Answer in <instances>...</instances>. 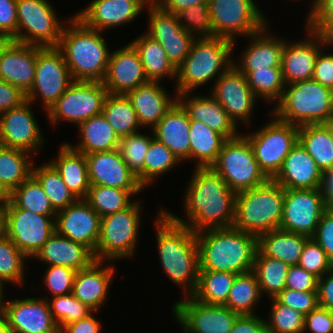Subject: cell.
<instances>
[{
	"mask_svg": "<svg viewBox=\"0 0 333 333\" xmlns=\"http://www.w3.org/2000/svg\"><path fill=\"white\" fill-rule=\"evenodd\" d=\"M186 186L183 206L185 219L164 210L175 222L198 233L232 227L237 193L211 167H195Z\"/></svg>",
	"mask_w": 333,
	"mask_h": 333,
	"instance_id": "1",
	"label": "cell"
},
{
	"mask_svg": "<svg viewBox=\"0 0 333 333\" xmlns=\"http://www.w3.org/2000/svg\"><path fill=\"white\" fill-rule=\"evenodd\" d=\"M157 215L154 224L160 264L168 278L183 289V295L191 296L199 276L196 232L175 222L164 210Z\"/></svg>",
	"mask_w": 333,
	"mask_h": 333,
	"instance_id": "2",
	"label": "cell"
},
{
	"mask_svg": "<svg viewBox=\"0 0 333 333\" xmlns=\"http://www.w3.org/2000/svg\"><path fill=\"white\" fill-rule=\"evenodd\" d=\"M101 33L87 27L75 15L67 19L57 48L74 81L103 82L111 52Z\"/></svg>",
	"mask_w": 333,
	"mask_h": 333,
	"instance_id": "3",
	"label": "cell"
},
{
	"mask_svg": "<svg viewBox=\"0 0 333 333\" xmlns=\"http://www.w3.org/2000/svg\"><path fill=\"white\" fill-rule=\"evenodd\" d=\"M199 270L232 272L253 271L258 237L232 227L196 233Z\"/></svg>",
	"mask_w": 333,
	"mask_h": 333,
	"instance_id": "4",
	"label": "cell"
},
{
	"mask_svg": "<svg viewBox=\"0 0 333 333\" xmlns=\"http://www.w3.org/2000/svg\"><path fill=\"white\" fill-rule=\"evenodd\" d=\"M233 47V41L221 37L195 38L189 54L177 68L173 93H192L213 78L216 81L233 65Z\"/></svg>",
	"mask_w": 333,
	"mask_h": 333,
	"instance_id": "5",
	"label": "cell"
},
{
	"mask_svg": "<svg viewBox=\"0 0 333 333\" xmlns=\"http://www.w3.org/2000/svg\"><path fill=\"white\" fill-rule=\"evenodd\" d=\"M285 189L274 179L238 192L233 227L256 237L280 228Z\"/></svg>",
	"mask_w": 333,
	"mask_h": 333,
	"instance_id": "6",
	"label": "cell"
},
{
	"mask_svg": "<svg viewBox=\"0 0 333 333\" xmlns=\"http://www.w3.org/2000/svg\"><path fill=\"white\" fill-rule=\"evenodd\" d=\"M275 104L272 116L297 127L333 122V91L313 79L285 85Z\"/></svg>",
	"mask_w": 333,
	"mask_h": 333,
	"instance_id": "7",
	"label": "cell"
},
{
	"mask_svg": "<svg viewBox=\"0 0 333 333\" xmlns=\"http://www.w3.org/2000/svg\"><path fill=\"white\" fill-rule=\"evenodd\" d=\"M140 203L136 199L128 208L101 218L96 260L111 262L134 256L142 219Z\"/></svg>",
	"mask_w": 333,
	"mask_h": 333,
	"instance_id": "8",
	"label": "cell"
},
{
	"mask_svg": "<svg viewBox=\"0 0 333 333\" xmlns=\"http://www.w3.org/2000/svg\"><path fill=\"white\" fill-rule=\"evenodd\" d=\"M210 167L236 193L262 185L269 179L260 169L244 134L227 139Z\"/></svg>",
	"mask_w": 333,
	"mask_h": 333,
	"instance_id": "9",
	"label": "cell"
},
{
	"mask_svg": "<svg viewBox=\"0 0 333 333\" xmlns=\"http://www.w3.org/2000/svg\"><path fill=\"white\" fill-rule=\"evenodd\" d=\"M299 127L279 120L275 115L265 126L246 134L260 169L269 179L281 170L285 158L298 141Z\"/></svg>",
	"mask_w": 333,
	"mask_h": 333,
	"instance_id": "10",
	"label": "cell"
},
{
	"mask_svg": "<svg viewBox=\"0 0 333 333\" xmlns=\"http://www.w3.org/2000/svg\"><path fill=\"white\" fill-rule=\"evenodd\" d=\"M52 6L49 0H17V42L58 47L65 24Z\"/></svg>",
	"mask_w": 333,
	"mask_h": 333,
	"instance_id": "11",
	"label": "cell"
},
{
	"mask_svg": "<svg viewBox=\"0 0 333 333\" xmlns=\"http://www.w3.org/2000/svg\"><path fill=\"white\" fill-rule=\"evenodd\" d=\"M108 94L103 82L73 81L46 112L48 121L53 126L59 124V121L78 126L102 113Z\"/></svg>",
	"mask_w": 333,
	"mask_h": 333,
	"instance_id": "12",
	"label": "cell"
},
{
	"mask_svg": "<svg viewBox=\"0 0 333 333\" xmlns=\"http://www.w3.org/2000/svg\"><path fill=\"white\" fill-rule=\"evenodd\" d=\"M208 7L214 37L228 39L234 45L236 35L246 38L268 25L254 0H209Z\"/></svg>",
	"mask_w": 333,
	"mask_h": 333,
	"instance_id": "13",
	"label": "cell"
},
{
	"mask_svg": "<svg viewBox=\"0 0 333 333\" xmlns=\"http://www.w3.org/2000/svg\"><path fill=\"white\" fill-rule=\"evenodd\" d=\"M73 81L63 54L57 47L37 46L35 80L26 94V100L35 104L41 98L42 107L47 112Z\"/></svg>",
	"mask_w": 333,
	"mask_h": 333,
	"instance_id": "14",
	"label": "cell"
},
{
	"mask_svg": "<svg viewBox=\"0 0 333 333\" xmlns=\"http://www.w3.org/2000/svg\"><path fill=\"white\" fill-rule=\"evenodd\" d=\"M56 215H40L18 208L10 199L5 235L28 258H33L55 232Z\"/></svg>",
	"mask_w": 333,
	"mask_h": 333,
	"instance_id": "15",
	"label": "cell"
},
{
	"mask_svg": "<svg viewBox=\"0 0 333 333\" xmlns=\"http://www.w3.org/2000/svg\"><path fill=\"white\" fill-rule=\"evenodd\" d=\"M175 302L176 321L189 333H230L240 314L224 305L205 304L192 295Z\"/></svg>",
	"mask_w": 333,
	"mask_h": 333,
	"instance_id": "16",
	"label": "cell"
},
{
	"mask_svg": "<svg viewBox=\"0 0 333 333\" xmlns=\"http://www.w3.org/2000/svg\"><path fill=\"white\" fill-rule=\"evenodd\" d=\"M327 208L320 188L285 189L280 229L312 237Z\"/></svg>",
	"mask_w": 333,
	"mask_h": 333,
	"instance_id": "17",
	"label": "cell"
},
{
	"mask_svg": "<svg viewBox=\"0 0 333 333\" xmlns=\"http://www.w3.org/2000/svg\"><path fill=\"white\" fill-rule=\"evenodd\" d=\"M31 104L26 100L19 107L0 114V145L31 154L37 153L42 147L45 137L42 136Z\"/></svg>",
	"mask_w": 333,
	"mask_h": 333,
	"instance_id": "18",
	"label": "cell"
},
{
	"mask_svg": "<svg viewBox=\"0 0 333 333\" xmlns=\"http://www.w3.org/2000/svg\"><path fill=\"white\" fill-rule=\"evenodd\" d=\"M306 29L308 40L284 43L281 70L285 85L312 79L319 51L332 46L329 34Z\"/></svg>",
	"mask_w": 333,
	"mask_h": 333,
	"instance_id": "19",
	"label": "cell"
},
{
	"mask_svg": "<svg viewBox=\"0 0 333 333\" xmlns=\"http://www.w3.org/2000/svg\"><path fill=\"white\" fill-rule=\"evenodd\" d=\"M214 82L209 94L224 107L234 123L237 126L241 121V124L251 123L257 97L249 87L246 76L232 65Z\"/></svg>",
	"mask_w": 333,
	"mask_h": 333,
	"instance_id": "20",
	"label": "cell"
},
{
	"mask_svg": "<svg viewBox=\"0 0 333 333\" xmlns=\"http://www.w3.org/2000/svg\"><path fill=\"white\" fill-rule=\"evenodd\" d=\"M2 313L7 318L9 333H60L47 297L6 301Z\"/></svg>",
	"mask_w": 333,
	"mask_h": 333,
	"instance_id": "21",
	"label": "cell"
},
{
	"mask_svg": "<svg viewBox=\"0 0 333 333\" xmlns=\"http://www.w3.org/2000/svg\"><path fill=\"white\" fill-rule=\"evenodd\" d=\"M145 10L149 16L148 32L145 33L161 44L177 69L189 54L195 38L181 27L177 15L166 13L159 6Z\"/></svg>",
	"mask_w": 333,
	"mask_h": 333,
	"instance_id": "22",
	"label": "cell"
},
{
	"mask_svg": "<svg viewBox=\"0 0 333 333\" xmlns=\"http://www.w3.org/2000/svg\"><path fill=\"white\" fill-rule=\"evenodd\" d=\"M101 217L85 199H77L66 208L57 211L55 231L96 251L100 237Z\"/></svg>",
	"mask_w": 333,
	"mask_h": 333,
	"instance_id": "23",
	"label": "cell"
},
{
	"mask_svg": "<svg viewBox=\"0 0 333 333\" xmlns=\"http://www.w3.org/2000/svg\"><path fill=\"white\" fill-rule=\"evenodd\" d=\"M149 82L137 50L131 43L113 50L103 80L109 94H123Z\"/></svg>",
	"mask_w": 333,
	"mask_h": 333,
	"instance_id": "24",
	"label": "cell"
},
{
	"mask_svg": "<svg viewBox=\"0 0 333 333\" xmlns=\"http://www.w3.org/2000/svg\"><path fill=\"white\" fill-rule=\"evenodd\" d=\"M91 186L116 187L123 190H144L117 149L85 155Z\"/></svg>",
	"mask_w": 333,
	"mask_h": 333,
	"instance_id": "25",
	"label": "cell"
},
{
	"mask_svg": "<svg viewBox=\"0 0 333 333\" xmlns=\"http://www.w3.org/2000/svg\"><path fill=\"white\" fill-rule=\"evenodd\" d=\"M137 0H93L74 14L87 27L104 32L132 22L144 10Z\"/></svg>",
	"mask_w": 333,
	"mask_h": 333,
	"instance_id": "26",
	"label": "cell"
},
{
	"mask_svg": "<svg viewBox=\"0 0 333 333\" xmlns=\"http://www.w3.org/2000/svg\"><path fill=\"white\" fill-rule=\"evenodd\" d=\"M37 46L12 41L0 58V79L27 94L35 80Z\"/></svg>",
	"mask_w": 333,
	"mask_h": 333,
	"instance_id": "27",
	"label": "cell"
},
{
	"mask_svg": "<svg viewBox=\"0 0 333 333\" xmlns=\"http://www.w3.org/2000/svg\"><path fill=\"white\" fill-rule=\"evenodd\" d=\"M322 174L314 159L297 141L273 179L284 189H317L321 187Z\"/></svg>",
	"mask_w": 333,
	"mask_h": 333,
	"instance_id": "28",
	"label": "cell"
},
{
	"mask_svg": "<svg viewBox=\"0 0 333 333\" xmlns=\"http://www.w3.org/2000/svg\"><path fill=\"white\" fill-rule=\"evenodd\" d=\"M106 263L95 260L87 268L77 271L74 278L72 294L96 313L108 300L109 287L115 273L114 266Z\"/></svg>",
	"mask_w": 333,
	"mask_h": 333,
	"instance_id": "29",
	"label": "cell"
},
{
	"mask_svg": "<svg viewBox=\"0 0 333 333\" xmlns=\"http://www.w3.org/2000/svg\"><path fill=\"white\" fill-rule=\"evenodd\" d=\"M193 95L190 92L177 94V101L188 113L189 119L203 122L226 139H232L241 133L239 127L229 117L224 107L210 94L208 96Z\"/></svg>",
	"mask_w": 333,
	"mask_h": 333,
	"instance_id": "30",
	"label": "cell"
},
{
	"mask_svg": "<svg viewBox=\"0 0 333 333\" xmlns=\"http://www.w3.org/2000/svg\"><path fill=\"white\" fill-rule=\"evenodd\" d=\"M135 109L142 129H153L177 101V94L169 95L161 82L149 81L125 94Z\"/></svg>",
	"mask_w": 333,
	"mask_h": 333,
	"instance_id": "31",
	"label": "cell"
},
{
	"mask_svg": "<svg viewBox=\"0 0 333 333\" xmlns=\"http://www.w3.org/2000/svg\"><path fill=\"white\" fill-rule=\"evenodd\" d=\"M268 30L269 26L266 25L259 32L247 37L249 41L251 40L248 46L243 51L238 61L237 59L236 62L233 60V65L239 71H254L257 69H267V67H281L285 40L280 37L277 38Z\"/></svg>",
	"mask_w": 333,
	"mask_h": 333,
	"instance_id": "32",
	"label": "cell"
},
{
	"mask_svg": "<svg viewBox=\"0 0 333 333\" xmlns=\"http://www.w3.org/2000/svg\"><path fill=\"white\" fill-rule=\"evenodd\" d=\"M43 263L83 270L95 260L94 252L82 243L75 242L56 231L33 257Z\"/></svg>",
	"mask_w": 333,
	"mask_h": 333,
	"instance_id": "33",
	"label": "cell"
},
{
	"mask_svg": "<svg viewBox=\"0 0 333 333\" xmlns=\"http://www.w3.org/2000/svg\"><path fill=\"white\" fill-rule=\"evenodd\" d=\"M152 131L154 138L170 149L180 162L189 160L190 119L178 101L172 105Z\"/></svg>",
	"mask_w": 333,
	"mask_h": 333,
	"instance_id": "34",
	"label": "cell"
},
{
	"mask_svg": "<svg viewBox=\"0 0 333 333\" xmlns=\"http://www.w3.org/2000/svg\"><path fill=\"white\" fill-rule=\"evenodd\" d=\"M62 177L65 185L78 199H85L90 188L88 163L85 154L62 143L56 159L49 160Z\"/></svg>",
	"mask_w": 333,
	"mask_h": 333,
	"instance_id": "35",
	"label": "cell"
},
{
	"mask_svg": "<svg viewBox=\"0 0 333 333\" xmlns=\"http://www.w3.org/2000/svg\"><path fill=\"white\" fill-rule=\"evenodd\" d=\"M310 238L279 228L258 237V250L263 255L279 259L289 266L298 265L305 244Z\"/></svg>",
	"mask_w": 333,
	"mask_h": 333,
	"instance_id": "36",
	"label": "cell"
},
{
	"mask_svg": "<svg viewBox=\"0 0 333 333\" xmlns=\"http://www.w3.org/2000/svg\"><path fill=\"white\" fill-rule=\"evenodd\" d=\"M77 127L81 135L80 142L76 146L67 143L85 155L112 151L119 146V137L102 113L92 116Z\"/></svg>",
	"mask_w": 333,
	"mask_h": 333,
	"instance_id": "37",
	"label": "cell"
},
{
	"mask_svg": "<svg viewBox=\"0 0 333 333\" xmlns=\"http://www.w3.org/2000/svg\"><path fill=\"white\" fill-rule=\"evenodd\" d=\"M142 34L131 44L139 54L148 81L162 82L165 77L176 81L177 69L169 61L164 48L145 32Z\"/></svg>",
	"mask_w": 333,
	"mask_h": 333,
	"instance_id": "38",
	"label": "cell"
},
{
	"mask_svg": "<svg viewBox=\"0 0 333 333\" xmlns=\"http://www.w3.org/2000/svg\"><path fill=\"white\" fill-rule=\"evenodd\" d=\"M189 132V161L196 160L195 167H210L216 161L227 139L203 122L194 119H190Z\"/></svg>",
	"mask_w": 333,
	"mask_h": 333,
	"instance_id": "39",
	"label": "cell"
},
{
	"mask_svg": "<svg viewBox=\"0 0 333 333\" xmlns=\"http://www.w3.org/2000/svg\"><path fill=\"white\" fill-rule=\"evenodd\" d=\"M298 141L314 159L322 172L333 169V146L330 137V123L300 126Z\"/></svg>",
	"mask_w": 333,
	"mask_h": 333,
	"instance_id": "40",
	"label": "cell"
},
{
	"mask_svg": "<svg viewBox=\"0 0 333 333\" xmlns=\"http://www.w3.org/2000/svg\"><path fill=\"white\" fill-rule=\"evenodd\" d=\"M31 153L0 145V184L10 194L32 175ZM32 161V162H31Z\"/></svg>",
	"mask_w": 333,
	"mask_h": 333,
	"instance_id": "41",
	"label": "cell"
},
{
	"mask_svg": "<svg viewBox=\"0 0 333 333\" xmlns=\"http://www.w3.org/2000/svg\"><path fill=\"white\" fill-rule=\"evenodd\" d=\"M102 114L119 138L141 130L137 113L126 95L108 94Z\"/></svg>",
	"mask_w": 333,
	"mask_h": 333,
	"instance_id": "42",
	"label": "cell"
},
{
	"mask_svg": "<svg viewBox=\"0 0 333 333\" xmlns=\"http://www.w3.org/2000/svg\"><path fill=\"white\" fill-rule=\"evenodd\" d=\"M262 296L257 276L250 271L235 277L224 306L240 315L255 314V307Z\"/></svg>",
	"mask_w": 333,
	"mask_h": 333,
	"instance_id": "43",
	"label": "cell"
},
{
	"mask_svg": "<svg viewBox=\"0 0 333 333\" xmlns=\"http://www.w3.org/2000/svg\"><path fill=\"white\" fill-rule=\"evenodd\" d=\"M237 274L199 270L198 284L192 296L205 304L224 305Z\"/></svg>",
	"mask_w": 333,
	"mask_h": 333,
	"instance_id": "44",
	"label": "cell"
},
{
	"mask_svg": "<svg viewBox=\"0 0 333 333\" xmlns=\"http://www.w3.org/2000/svg\"><path fill=\"white\" fill-rule=\"evenodd\" d=\"M289 265L279 259L263 255L257 250L253 272L256 274L262 295L276 297L286 287Z\"/></svg>",
	"mask_w": 333,
	"mask_h": 333,
	"instance_id": "45",
	"label": "cell"
},
{
	"mask_svg": "<svg viewBox=\"0 0 333 333\" xmlns=\"http://www.w3.org/2000/svg\"><path fill=\"white\" fill-rule=\"evenodd\" d=\"M140 192L95 185L90 186L85 200L102 218L128 208L134 202L131 197Z\"/></svg>",
	"mask_w": 333,
	"mask_h": 333,
	"instance_id": "46",
	"label": "cell"
},
{
	"mask_svg": "<svg viewBox=\"0 0 333 333\" xmlns=\"http://www.w3.org/2000/svg\"><path fill=\"white\" fill-rule=\"evenodd\" d=\"M32 175L42 185L56 211L68 207L78 199L65 185L62 177L49 161L38 167L34 165Z\"/></svg>",
	"mask_w": 333,
	"mask_h": 333,
	"instance_id": "47",
	"label": "cell"
},
{
	"mask_svg": "<svg viewBox=\"0 0 333 333\" xmlns=\"http://www.w3.org/2000/svg\"><path fill=\"white\" fill-rule=\"evenodd\" d=\"M240 72L246 76L248 85L257 98L264 99L266 104L280 101L285 89L281 67Z\"/></svg>",
	"mask_w": 333,
	"mask_h": 333,
	"instance_id": "48",
	"label": "cell"
},
{
	"mask_svg": "<svg viewBox=\"0 0 333 333\" xmlns=\"http://www.w3.org/2000/svg\"><path fill=\"white\" fill-rule=\"evenodd\" d=\"M9 199L20 209L28 210L40 215H56L42 185L31 175L20 186L15 188Z\"/></svg>",
	"mask_w": 333,
	"mask_h": 333,
	"instance_id": "49",
	"label": "cell"
},
{
	"mask_svg": "<svg viewBox=\"0 0 333 333\" xmlns=\"http://www.w3.org/2000/svg\"><path fill=\"white\" fill-rule=\"evenodd\" d=\"M152 135L147 136L139 131L119 138L118 150L129 169L136 175L138 182L144 187V162L150 146Z\"/></svg>",
	"mask_w": 333,
	"mask_h": 333,
	"instance_id": "50",
	"label": "cell"
},
{
	"mask_svg": "<svg viewBox=\"0 0 333 333\" xmlns=\"http://www.w3.org/2000/svg\"><path fill=\"white\" fill-rule=\"evenodd\" d=\"M22 253L6 235L0 237V286L5 283L22 285L24 283L25 259Z\"/></svg>",
	"mask_w": 333,
	"mask_h": 333,
	"instance_id": "51",
	"label": "cell"
},
{
	"mask_svg": "<svg viewBox=\"0 0 333 333\" xmlns=\"http://www.w3.org/2000/svg\"><path fill=\"white\" fill-rule=\"evenodd\" d=\"M178 162L181 163L170 149L153 138L144 162V189L155 182V178L157 179L172 168L174 169Z\"/></svg>",
	"mask_w": 333,
	"mask_h": 333,
	"instance_id": "52",
	"label": "cell"
},
{
	"mask_svg": "<svg viewBox=\"0 0 333 333\" xmlns=\"http://www.w3.org/2000/svg\"><path fill=\"white\" fill-rule=\"evenodd\" d=\"M47 299L52 317L59 330L65 325L78 321L82 318L88 317L93 312L89 306L83 304L72 293L66 295H58Z\"/></svg>",
	"mask_w": 333,
	"mask_h": 333,
	"instance_id": "53",
	"label": "cell"
},
{
	"mask_svg": "<svg viewBox=\"0 0 333 333\" xmlns=\"http://www.w3.org/2000/svg\"><path fill=\"white\" fill-rule=\"evenodd\" d=\"M271 311L266 320L268 333H304L305 316L271 298Z\"/></svg>",
	"mask_w": 333,
	"mask_h": 333,
	"instance_id": "54",
	"label": "cell"
},
{
	"mask_svg": "<svg viewBox=\"0 0 333 333\" xmlns=\"http://www.w3.org/2000/svg\"><path fill=\"white\" fill-rule=\"evenodd\" d=\"M177 17L181 27L194 38L214 37L208 3L189 6L179 12Z\"/></svg>",
	"mask_w": 333,
	"mask_h": 333,
	"instance_id": "55",
	"label": "cell"
},
{
	"mask_svg": "<svg viewBox=\"0 0 333 333\" xmlns=\"http://www.w3.org/2000/svg\"><path fill=\"white\" fill-rule=\"evenodd\" d=\"M298 265L318 278L333 268L332 261L313 238L306 242Z\"/></svg>",
	"mask_w": 333,
	"mask_h": 333,
	"instance_id": "56",
	"label": "cell"
},
{
	"mask_svg": "<svg viewBox=\"0 0 333 333\" xmlns=\"http://www.w3.org/2000/svg\"><path fill=\"white\" fill-rule=\"evenodd\" d=\"M76 272L65 266H48L43 276V284L52 297L72 293Z\"/></svg>",
	"mask_w": 333,
	"mask_h": 333,
	"instance_id": "57",
	"label": "cell"
},
{
	"mask_svg": "<svg viewBox=\"0 0 333 333\" xmlns=\"http://www.w3.org/2000/svg\"><path fill=\"white\" fill-rule=\"evenodd\" d=\"M310 8L305 27L311 31L330 34L333 31V0H313Z\"/></svg>",
	"mask_w": 333,
	"mask_h": 333,
	"instance_id": "58",
	"label": "cell"
},
{
	"mask_svg": "<svg viewBox=\"0 0 333 333\" xmlns=\"http://www.w3.org/2000/svg\"><path fill=\"white\" fill-rule=\"evenodd\" d=\"M279 303L302 313L309 314L318 306L317 291H297L285 288L276 297Z\"/></svg>",
	"mask_w": 333,
	"mask_h": 333,
	"instance_id": "59",
	"label": "cell"
},
{
	"mask_svg": "<svg viewBox=\"0 0 333 333\" xmlns=\"http://www.w3.org/2000/svg\"><path fill=\"white\" fill-rule=\"evenodd\" d=\"M326 252L333 263V209L327 208L320 218L315 234L311 237Z\"/></svg>",
	"mask_w": 333,
	"mask_h": 333,
	"instance_id": "60",
	"label": "cell"
},
{
	"mask_svg": "<svg viewBox=\"0 0 333 333\" xmlns=\"http://www.w3.org/2000/svg\"><path fill=\"white\" fill-rule=\"evenodd\" d=\"M318 277L314 274L307 272L299 265L289 267L286 276V287L288 289L305 291H317Z\"/></svg>",
	"mask_w": 333,
	"mask_h": 333,
	"instance_id": "61",
	"label": "cell"
},
{
	"mask_svg": "<svg viewBox=\"0 0 333 333\" xmlns=\"http://www.w3.org/2000/svg\"><path fill=\"white\" fill-rule=\"evenodd\" d=\"M333 333V312L327 308L317 306L305 315L304 333Z\"/></svg>",
	"mask_w": 333,
	"mask_h": 333,
	"instance_id": "62",
	"label": "cell"
},
{
	"mask_svg": "<svg viewBox=\"0 0 333 333\" xmlns=\"http://www.w3.org/2000/svg\"><path fill=\"white\" fill-rule=\"evenodd\" d=\"M17 0H0V34L17 42Z\"/></svg>",
	"mask_w": 333,
	"mask_h": 333,
	"instance_id": "63",
	"label": "cell"
},
{
	"mask_svg": "<svg viewBox=\"0 0 333 333\" xmlns=\"http://www.w3.org/2000/svg\"><path fill=\"white\" fill-rule=\"evenodd\" d=\"M323 49L318 53L312 79L333 91V53Z\"/></svg>",
	"mask_w": 333,
	"mask_h": 333,
	"instance_id": "64",
	"label": "cell"
},
{
	"mask_svg": "<svg viewBox=\"0 0 333 333\" xmlns=\"http://www.w3.org/2000/svg\"><path fill=\"white\" fill-rule=\"evenodd\" d=\"M25 101V93L15 85L0 79V114L19 107Z\"/></svg>",
	"mask_w": 333,
	"mask_h": 333,
	"instance_id": "65",
	"label": "cell"
},
{
	"mask_svg": "<svg viewBox=\"0 0 333 333\" xmlns=\"http://www.w3.org/2000/svg\"><path fill=\"white\" fill-rule=\"evenodd\" d=\"M230 333H268L266 320L256 314L239 315Z\"/></svg>",
	"mask_w": 333,
	"mask_h": 333,
	"instance_id": "66",
	"label": "cell"
},
{
	"mask_svg": "<svg viewBox=\"0 0 333 333\" xmlns=\"http://www.w3.org/2000/svg\"><path fill=\"white\" fill-rule=\"evenodd\" d=\"M317 297L318 306L333 312V268L318 278Z\"/></svg>",
	"mask_w": 333,
	"mask_h": 333,
	"instance_id": "67",
	"label": "cell"
},
{
	"mask_svg": "<svg viewBox=\"0 0 333 333\" xmlns=\"http://www.w3.org/2000/svg\"><path fill=\"white\" fill-rule=\"evenodd\" d=\"M94 312L88 317L65 325L60 333H100L101 322L94 317Z\"/></svg>",
	"mask_w": 333,
	"mask_h": 333,
	"instance_id": "68",
	"label": "cell"
},
{
	"mask_svg": "<svg viewBox=\"0 0 333 333\" xmlns=\"http://www.w3.org/2000/svg\"><path fill=\"white\" fill-rule=\"evenodd\" d=\"M208 2L209 0H160L159 7L166 13L177 15L189 6Z\"/></svg>",
	"mask_w": 333,
	"mask_h": 333,
	"instance_id": "69",
	"label": "cell"
},
{
	"mask_svg": "<svg viewBox=\"0 0 333 333\" xmlns=\"http://www.w3.org/2000/svg\"><path fill=\"white\" fill-rule=\"evenodd\" d=\"M320 189L328 208L333 206V169L323 171Z\"/></svg>",
	"mask_w": 333,
	"mask_h": 333,
	"instance_id": "70",
	"label": "cell"
},
{
	"mask_svg": "<svg viewBox=\"0 0 333 333\" xmlns=\"http://www.w3.org/2000/svg\"><path fill=\"white\" fill-rule=\"evenodd\" d=\"M7 205L8 202H0V237L5 235Z\"/></svg>",
	"mask_w": 333,
	"mask_h": 333,
	"instance_id": "71",
	"label": "cell"
},
{
	"mask_svg": "<svg viewBox=\"0 0 333 333\" xmlns=\"http://www.w3.org/2000/svg\"><path fill=\"white\" fill-rule=\"evenodd\" d=\"M13 41L12 38L6 36V35H2L0 34V58L4 52V50L6 49V47Z\"/></svg>",
	"mask_w": 333,
	"mask_h": 333,
	"instance_id": "72",
	"label": "cell"
},
{
	"mask_svg": "<svg viewBox=\"0 0 333 333\" xmlns=\"http://www.w3.org/2000/svg\"><path fill=\"white\" fill-rule=\"evenodd\" d=\"M140 4H142L145 8L158 7L160 4V0H137Z\"/></svg>",
	"mask_w": 333,
	"mask_h": 333,
	"instance_id": "73",
	"label": "cell"
},
{
	"mask_svg": "<svg viewBox=\"0 0 333 333\" xmlns=\"http://www.w3.org/2000/svg\"><path fill=\"white\" fill-rule=\"evenodd\" d=\"M0 333H9L7 318L3 313L0 314Z\"/></svg>",
	"mask_w": 333,
	"mask_h": 333,
	"instance_id": "74",
	"label": "cell"
},
{
	"mask_svg": "<svg viewBox=\"0 0 333 333\" xmlns=\"http://www.w3.org/2000/svg\"><path fill=\"white\" fill-rule=\"evenodd\" d=\"M0 202H9V193L0 184Z\"/></svg>",
	"mask_w": 333,
	"mask_h": 333,
	"instance_id": "75",
	"label": "cell"
},
{
	"mask_svg": "<svg viewBox=\"0 0 333 333\" xmlns=\"http://www.w3.org/2000/svg\"><path fill=\"white\" fill-rule=\"evenodd\" d=\"M3 295H4V288L0 286V314L3 311Z\"/></svg>",
	"mask_w": 333,
	"mask_h": 333,
	"instance_id": "76",
	"label": "cell"
},
{
	"mask_svg": "<svg viewBox=\"0 0 333 333\" xmlns=\"http://www.w3.org/2000/svg\"><path fill=\"white\" fill-rule=\"evenodd\" d=\"M330 137H331L332 146H333V122H330Z\"/></svg>",
	"mask_w": 333,
	"mask_h": 333,
	"instance_id": "77",
	"label": "cell"
},
{
	"mask_svg": "<svg viewBox=\"0 0 333 333\" xmlns=\"http://www.w3.org/2000/svg\"><path fill=\"white\" fill-rule=\"evenodd\" d=\"M330 39L333 41V31L329 34Z\"/></svg>",
	"mask_w": 333,
	"mask_h": 333,
	"instance_id": "78",
	"label": "cell"
},
{
	"mask_svg": "<svg viewBox=\"0 0 333 333\" xmlns=\"http://www.w3.org/2000/svg\"><path fill=\"white\" fill-rule=\"evenodd\" d=\"M182 330L184 331L183 333H189L183 326H182Z\"/></svg>",
	"mask_w": 333,
	"mask_h": 333,
	"instance_id": "79",
	"label": "cell"
}]
</instances>
